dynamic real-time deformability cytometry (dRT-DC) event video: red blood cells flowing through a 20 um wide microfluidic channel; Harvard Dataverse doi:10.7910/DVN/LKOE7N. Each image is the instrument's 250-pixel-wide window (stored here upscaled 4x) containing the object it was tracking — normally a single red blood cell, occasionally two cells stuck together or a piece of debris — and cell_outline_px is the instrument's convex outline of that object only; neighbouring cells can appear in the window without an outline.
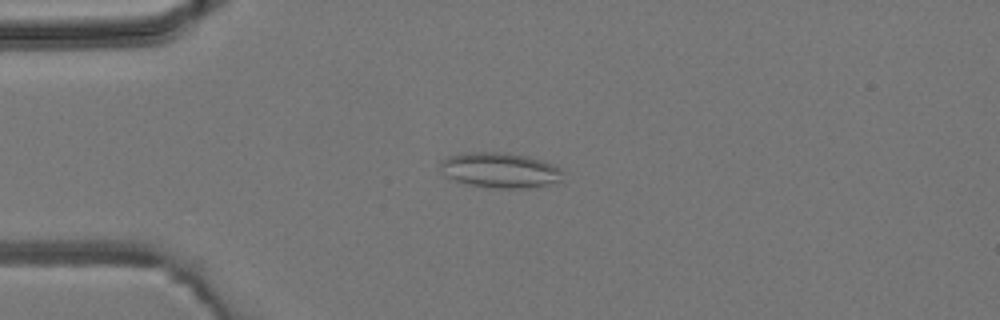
{"species": "common noctule bat (a hibernating species)", "species_latin": "Nyctalus noctula", "temperature_condition": "room temperature", "stored_images_in_passage": 4, "camera_frame_rate_fps": 3000, "um_per_image_px": 0.085, "animal": {"sex": "male", "body_mass_g": 19.2, "forearm_length_mm": 51.8}, "frame": {"image": 1, "passage_image": 3, "time_ms": 3.0, "image_size_px": [1000, 320], "cell_outline_px": [[560, 180], [548, 184], [520, 188], [496, 188], [468, 184], [444, 176], [440, 172], [440, 164], [448, 156], [468, 152], [508, 152], [528, 156], [552, 164], [560, 168]], "centroid_in_image_um": [42.44, 14.45], "position_along_channel_um": 42.6, "area_um2": 24.85}}
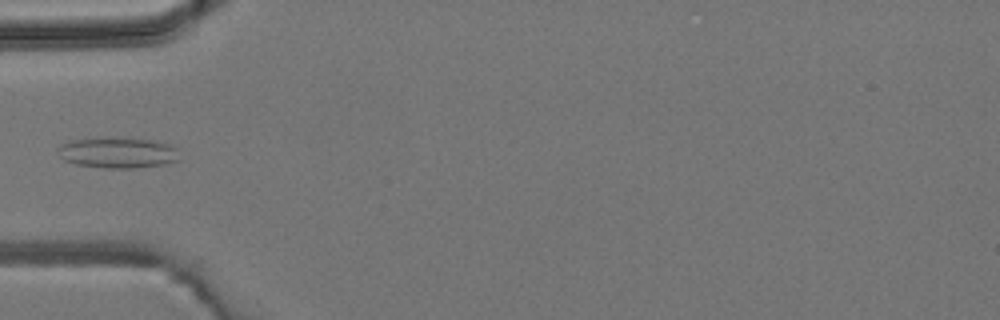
{"frame": {"image": 2, "passage_image": 4, "time_ms": 4.333, "image_size_px": [1000, 320], "cell_outline_px": [[180, 160], [164, 164], [136, 168], [104, 168], [76, 164], [64, 160], [60, 156], [56, 148], [72, 140], [100, 136], [128, 136], [152, 140], [172, 144], [176, 148]], "centroid_in_image_um": [10.03, 12.94], "position_along_channel_um": 75.0, "area_um2": 22.54}}